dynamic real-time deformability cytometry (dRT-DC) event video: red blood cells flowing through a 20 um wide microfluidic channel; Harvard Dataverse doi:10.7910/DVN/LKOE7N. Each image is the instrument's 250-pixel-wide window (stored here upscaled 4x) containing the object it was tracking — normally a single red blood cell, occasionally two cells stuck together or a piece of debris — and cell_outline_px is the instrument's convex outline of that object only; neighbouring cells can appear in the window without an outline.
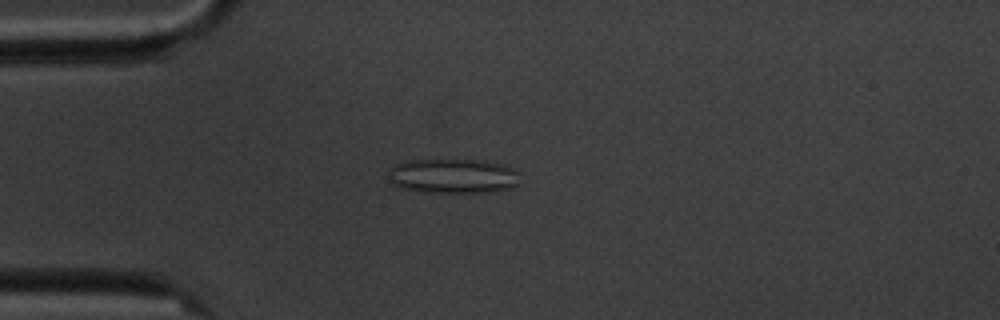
{"species": "common noctule bat (a hibernating species)", "species_latin": "Nyctalus noctula", "temperature_condition": "cold", "stored_images_in_passage": 9, "camera_frame_rate_fps": 3000, "um_per_image_px": 0.085, "animal": {"sex": "male", "body_mass_g": 20.1, "forearm_length_mm": 53.5}, "frame": {"image": 1, "passage_image": 3, "time_ms": 2.333, "image_size_px": [1000, 320], "cell_outline_px": [[520, 172], [516, 184], [512, 188], [488, 192], [420, 192], [400, 188], [392, 184], [388, 180], [388, 168], [404, 160], [444, 156], [488, 160], [504, 164]], "centroid_in_image_um": [38.44, 14.89], "position_along_channel_um": 46.6, "area_um2": 28.26}}